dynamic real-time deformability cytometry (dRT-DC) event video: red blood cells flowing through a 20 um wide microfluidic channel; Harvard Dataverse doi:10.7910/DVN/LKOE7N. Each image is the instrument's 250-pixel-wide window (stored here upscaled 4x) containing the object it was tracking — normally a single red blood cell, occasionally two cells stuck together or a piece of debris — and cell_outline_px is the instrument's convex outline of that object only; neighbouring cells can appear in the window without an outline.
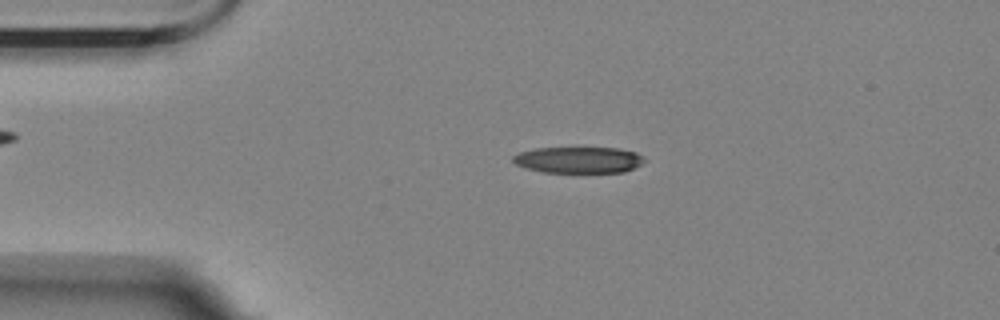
{"species": "Egyptian fruit bat (a non-hibernating species)", "species_latin": "Rousettus aegyptiacus", "temperature_condition": "room temperature", "stored_images_in_passage": 57, "camera_frame_rate_fps": 3000, "um_per_image_px": 0.085, "animal": {"sex": "female"}, "frame": {"image": 1, "passage_image": 12, "time_ms": 3.667, "image_size_px": [1000, 320], "cell_outline_px": [[644, 160], [640, 164], [624, 172], [544, 172], [528, 168], [516, 164], [512, 160], [512, 156], [520, 152], [536, 148], [620, 148], [636, 152]], "centroid_in_image_um": [49.16, 13.58], "position_along_channel_um": 35.8, "area_um2": 19.83}}
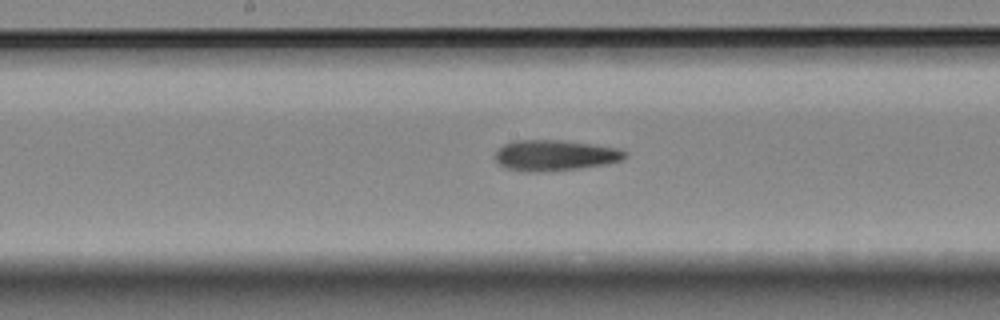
{"frame": {"image": 2, "passage_image": 29, "time_ms": 9.333, "image_size_px": [1000, 320], "cell_outline_px": [[628, 156], [620, 160], [608, 164], [580, 168], [548, 172], [528, 172], [508, 168], [500, 164], [496, 160], [496, 152], [504, 144], [516, 140], [564, 140], [620, 148], [628, 152]], "centroid_in_image_um": [47.23, 13.2], "position_along_channel_um": 201.0, "area_um2": 23.41}}
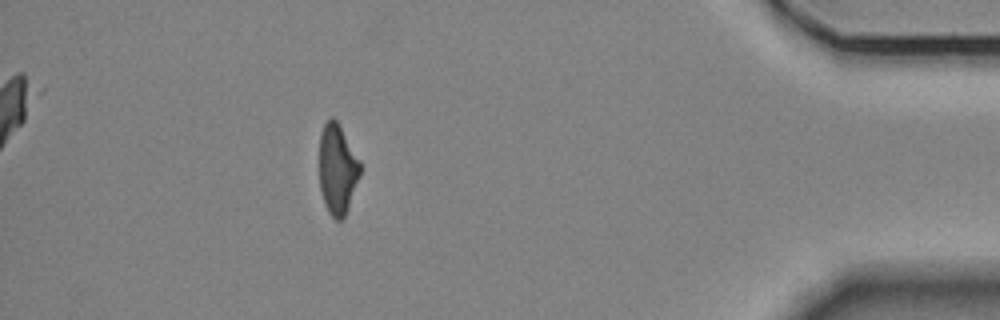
{"frame": {"image": 3, "passage_image": 51, "time_ms": 16.667, "image_size_px": [1000, 320], "cell_outline_px": [[360, 176], [348, 208], [344, 216], [340, 220], [336, 220], [328, 212], [324, 204], [320, 188], [320, 132], [324, 124], [332, 116], [336, 120], [360, 160]], "centroid_in_image_um": [28.68, 14.39], "position_along_channel_um": 406.5, "area_um2": 21.27}, "authors_computed_cell_mechanics": {"area_um2": 22.5998, "velocity_mm_per_s": 3.478, "shape_relaxation_time_tau1_ms": null, "shape_relaxation_time_tau2_ms": 6.4974, "deformation_change_tau1": null, "deformation_change_tau2": 0.1999}}